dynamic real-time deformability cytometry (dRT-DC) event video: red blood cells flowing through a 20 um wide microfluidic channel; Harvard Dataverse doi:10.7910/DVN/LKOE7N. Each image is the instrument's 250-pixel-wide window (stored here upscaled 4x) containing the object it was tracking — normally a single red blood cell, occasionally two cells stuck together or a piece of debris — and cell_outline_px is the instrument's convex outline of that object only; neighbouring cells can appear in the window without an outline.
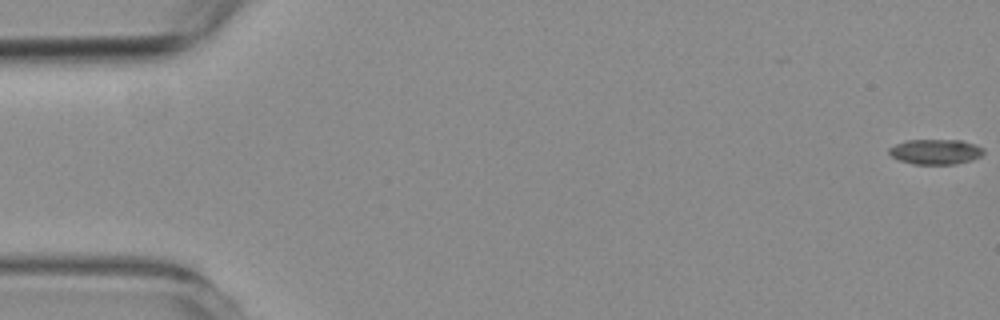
{"species": "common noctule bat (a hibernating species)", "species_latin": "Nyctalus noctula", "temperature_condition": "room temperature", "stored_images_in_passage": 60, "camera_frame_rate_fps": 3000, "um_per_image_px": 0.085, "animal": {"sex": "female", "body_mass_g": 19.3, "forearm_length_mm": 54.1}, "frame": {"image": 1, "passage_image": 1, "time_ms": 0.0, "image_size_px": [1000, 320], "cell_outline_px": [[984, 152], [980, 156], [972, 160], [956, 164], [912, 164], [900, 160], [892, 156], [888, 152], [888, 148], [904, 140], [960, 140], [976, 144], [984, 148]], "centroid_in_image_um": [79.53, 12.89], "position_along_channel_um": 5.5, "area_um2": 13.93}}
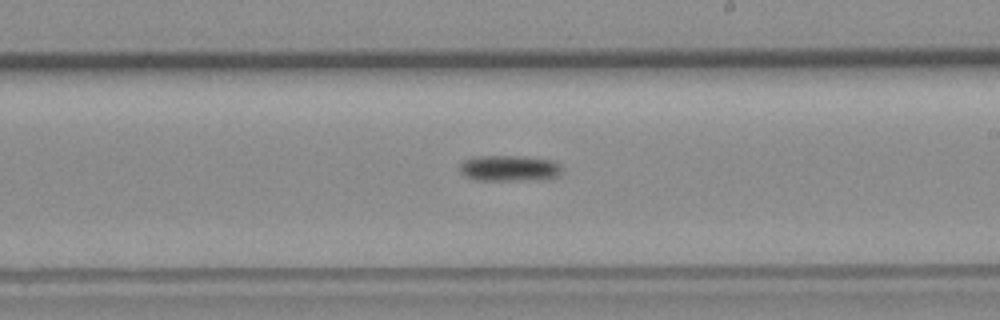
{"frame": {"image": 2, "passage_image": 35, "time_ms": 11.333, "image_size_px": [1000, 320], "cell_outline_px": [[560, 176], [552, 180], [476, 180], [464, 176], [460, 172], [460, 164], [464, 160], [476, 156], [520, 156], [556, 160], [560, 164]], "centroid_in_image_um": [43.35, 14.31], "position_along_channel_um": 245.7, "area_um2": 15.84}}
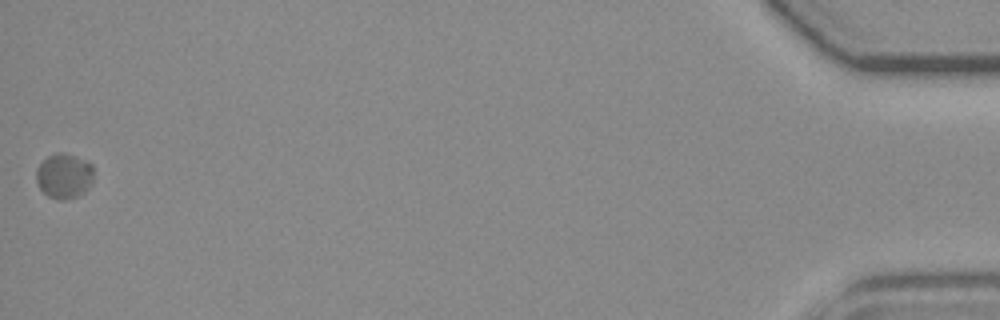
{"frame": {"image": 3, "passage_image": 60, "time_ms": 19.667, "image_size_px": [1000, 320], "cell_outline_px": [[92, 184], [84, 192], [76, 196], [64, 200], [60, 200], [48, 196], [40, 188], [36, 180], [36, 168], [48, 156], [56, 152], [64, 152], [84, 160], [92, 164]], "centroid_in_image_um": [5.44, 14.95], "position_along_channel_um": 429.8, "area_um2": 14.97}}